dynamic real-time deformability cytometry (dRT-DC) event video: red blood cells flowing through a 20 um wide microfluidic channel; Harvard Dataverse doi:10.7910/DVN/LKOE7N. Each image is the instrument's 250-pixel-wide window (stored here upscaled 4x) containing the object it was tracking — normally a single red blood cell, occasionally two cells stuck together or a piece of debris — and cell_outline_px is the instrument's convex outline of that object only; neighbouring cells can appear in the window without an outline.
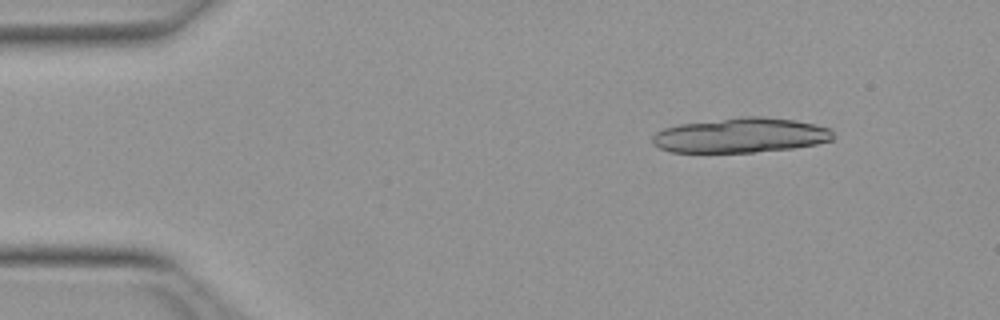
{"species": "Egyptian fruit bat (a non-hibernating species)", "species_latin": "Rousettus aegyptiacus", "temperature_condition": "warm", "stored_images_in_passage": 16, "camera_frame_rate_fps": 3000, "um_per_image_px": 0.085, "animal": {"sex": "female"}, "frame": {"image": 1, "passage_image": 4, "time_ms": 1.0, "image_size_px": [1000, 320], "cell_outline_px": [[832, 140], [816, 144], [792, 148], [752, 152], [672, 152], [660, 148], [652, 144], [652, 136], [656, 132], [664, 128], [680, 124], [740, 116], [764, 116], [792, 120], [832, 128]], "centroid_in_image_um": [62.93, 11.5], "position_along_channel_um": 22.1, "area_um2": 36.59}}